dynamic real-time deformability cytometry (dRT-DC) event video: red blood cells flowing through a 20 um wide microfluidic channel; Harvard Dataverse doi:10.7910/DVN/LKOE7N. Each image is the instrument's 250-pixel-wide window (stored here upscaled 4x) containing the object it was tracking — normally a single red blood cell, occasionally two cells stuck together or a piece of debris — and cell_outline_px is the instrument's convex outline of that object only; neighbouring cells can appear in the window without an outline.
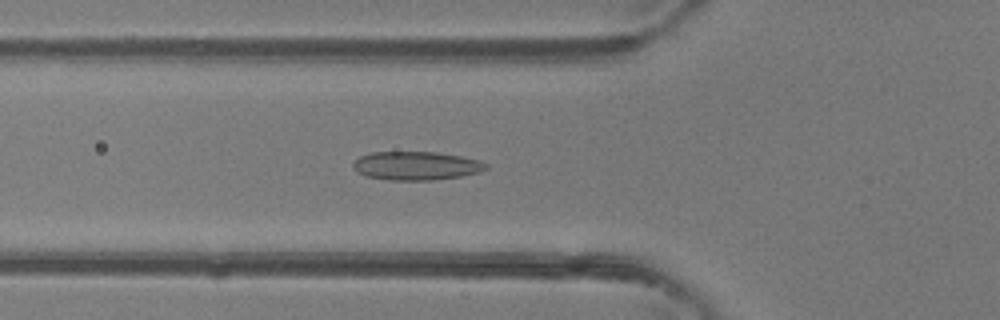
{"species": "common noctule bat (a hibernating species)", "species_latin": "Nyctalus noctula", "temperature_condition": "room temperature", "stored_images_in_passage": 42, "camera_frame_rate_fps": 3000, "um_per_image_px": 0.085, "animal": {"sex": "female"}, "frame": {"image": 1, "passage_image": 12, "time_ms": 3.667, "image_size_px": [1000, 320], "cell_outline_px": [[488, 168], [480, 172], [460, 176], [432, 180], [388, 180], [368, 176], [356, 172], [352, 168], [352, 164], [360, 156], [372, 152], [436, 152], [460, 156], [480, 160], [488, 164]], "centroid_in_image_um": [35.38, 14.09], "position_along_channel_um": 90.4, "area_um2": 22.14}}
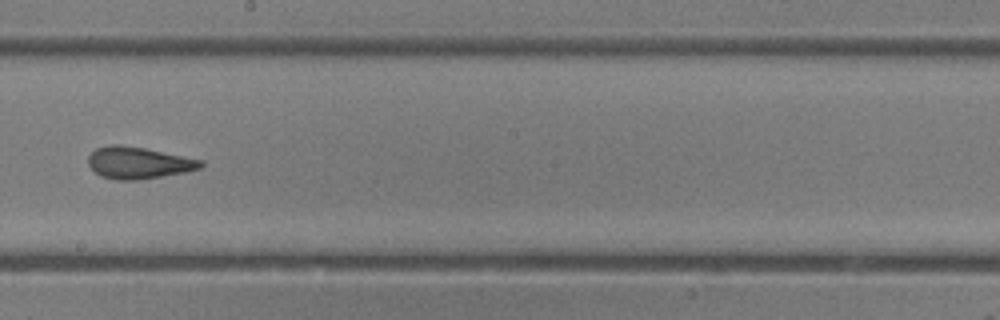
{"frame": {"image": 2, "passage_image": 22, "time_ms": 7.0, "image_size_px": [1000, 320], "cell_outline_px": [[204, 164], [200, 168], [184, 172], [140, 180], [116, 180], [100, 176], [88, 164], [88, 156], [96, 148], [112, 144], [120, 144], [144, 148], [204, 160]], "centroid_in_image_um": [11.76, 13.84], "position_along_channel_um": 236.4, "area_um2": 20.87}}
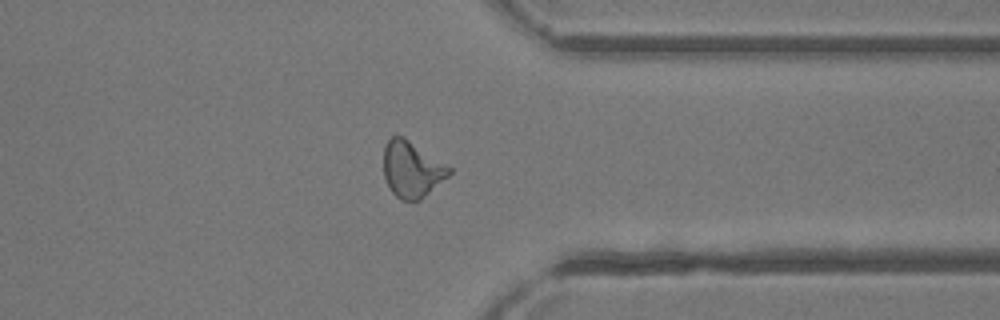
{"frame": {"image": 3, "passage_image": 32, "time_ms": 10.333, "image_size_px": [1000, 320], "cell_outline_px": [[452, 172], [448, 176], [420, 200], [400, 200], [392, 192], [384, 176], [384, 144], [392, 136], [404, 136], [452, 168]], "centroid_in_image_um": [35.0, 14.38], "position_along_channel_um": 376.4, "area_um2": 21.33}, "authors_computed_cell_mechanics": {"area_um2": 21.4727, "velocity_mm_per_s": 4.3522, "shape_relaxation_time_tau1_ms": null, "shape_relaxation_time_tau2_ms": 1.5257, "deformation_change_tau1": null, "deformation_change_tau2": 0.0954}}